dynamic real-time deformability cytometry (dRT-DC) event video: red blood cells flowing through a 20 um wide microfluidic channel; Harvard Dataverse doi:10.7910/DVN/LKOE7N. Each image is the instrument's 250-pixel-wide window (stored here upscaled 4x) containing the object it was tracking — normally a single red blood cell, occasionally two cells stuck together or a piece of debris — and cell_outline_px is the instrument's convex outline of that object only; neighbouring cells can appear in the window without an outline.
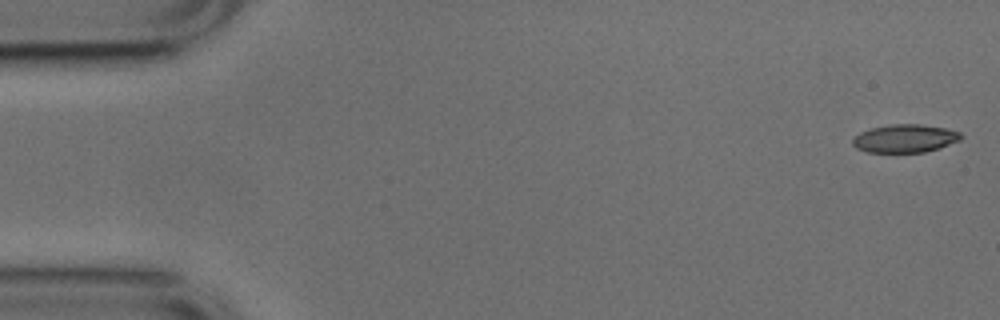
{"species": "common noctule bat (a hibernating species)", "species_latin": "Nyctalus noctula", "temperature_condition": "cold", "stored_images_in_passage": 53, "camera_frame_rate_fps": 3000, "um_per_image_px": 0.085, "animal": {"sex": "male", "body_mass_g": 17.9, "forearm_length_mm": 54.2}, "frame": {"image": 1, "passage_image": 1, "time_ms": 0.0, "image_size_px": [1000, 320], "cell_outline_px": [[964, 136], [960, 140], [940, 148], [924, 152], [868, 152], [856, 148], [852, 144], [852, 140], [860, 132], [872, 128], [892, 124], [920, 124], [944, 128], [960, 132]], "centroid_in_image_um": [76.94, 11.77], "position_along_channel_um": 8.1, "area_um2": 17.69}}
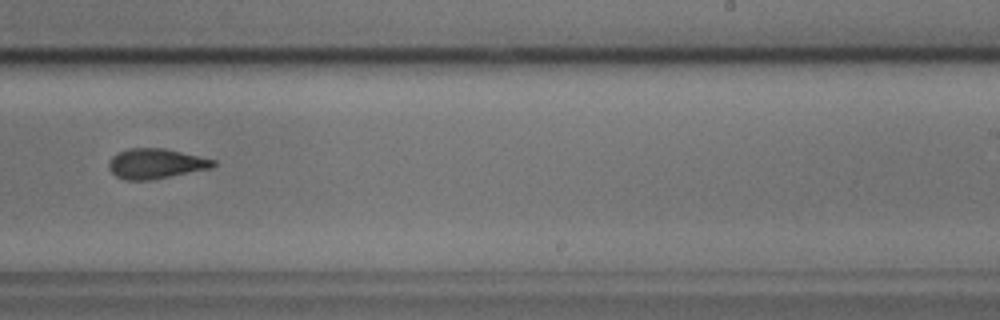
{"frame": {"image": 2, "passage_image": 32, "time_ms": 10.333, "image_size_px": [1000, 320], "cell_outline_px": [[216, 164], [212, 168], [152, 180], [124, 180], [116, 176], [108, 168], [108, 160], [116, 152], [128, 148], [164, 148], [216, 160]], "centroid_in_image_um": [13.21, 13.91], "position_along_channel_um": 275.8, "area_um2": 18.5}}
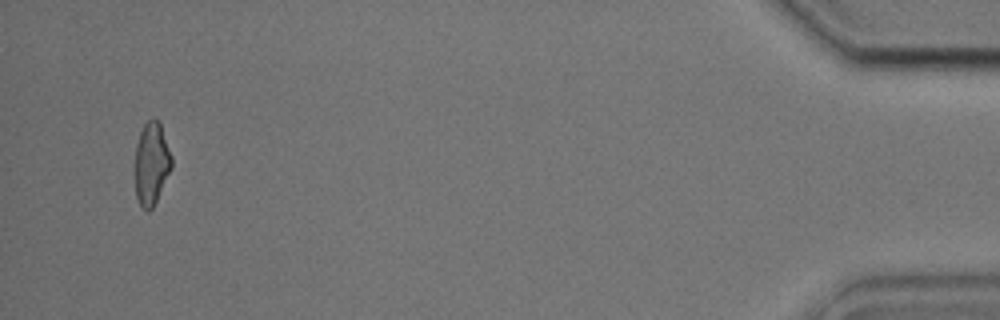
{"frame": {"image": 3, "passage_image": 50, "time_ms": 16.333, "image_size_px": [1000, 320], "cell_outline_px": [[172, 168], [152, 208], [148, 212], [140, 204], [136, 196], [132, 168], [132, 164], [136, 144], [140, 132], [144, 124], [152, 116], [156, 116], [160, 120], [172, 156]], "centroid_in_image_um": [12.84, 13.84], "position_along_channel_um": 422.4, "area_um2": 18.5}, "authors_computed_cell_mechanics": {"area_um2": 18.6116, "velocity_mm_per_s": 3.8104, "shape_relaxation_time_tau1_ms": 7.2953, "shape_relaxation_time_tau2_ms": 2.09, "deformation_change_tau1": 0.2021, "deformation_change_tau2": 0.1047}}